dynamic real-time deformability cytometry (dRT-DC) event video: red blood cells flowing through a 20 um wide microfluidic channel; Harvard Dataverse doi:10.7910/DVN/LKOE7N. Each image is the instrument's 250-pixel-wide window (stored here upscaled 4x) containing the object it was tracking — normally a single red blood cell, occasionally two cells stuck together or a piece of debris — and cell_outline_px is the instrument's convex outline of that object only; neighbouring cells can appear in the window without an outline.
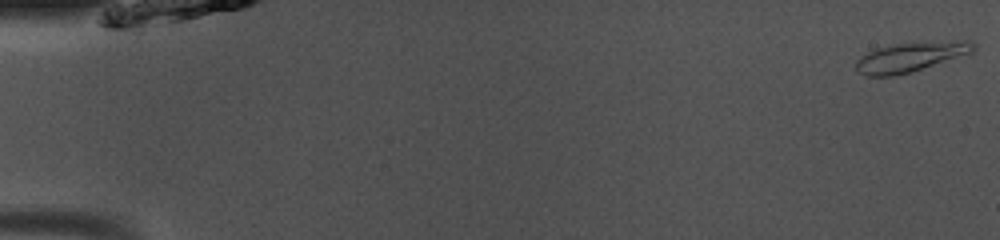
{"species": "common noctule bat (a hibernating species)", "species_latin": "Nyctalus noctula", "temperature_condition": "room temperature", "stored_images_in_passage": 49, "camera_frame_rate_fps": 3000, "um_per_image_px": 0.085, "animal": {"sex": "male", "body_mass_g": 13.0, "forearm_length_mm": 53.1}, "frame": {"image": 1, "passage_image": 1, "time_ms": 0.0, "image_size_px": [1000, 240], "cell_outline_px": [[976, 48], [972, 52], [912, 72], [896, 76], [868, 76], [856, 72], [856, 60], [860, 56], [876, 48], [896, 44], [964, 40], [972, 40], [976, 44]], "centroid_in_image_um": [77.38, 4.85], "position_along_channel_um": 7.6, "area_um2": 20.17}}
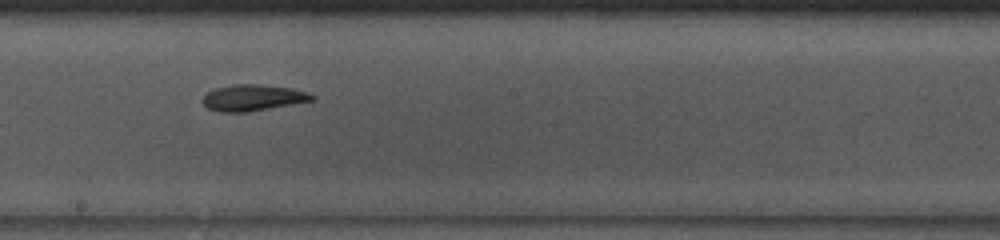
{"frame": {"image": 2, "passage_image": 28, "time_ms": 9.0, "image_size_px": [1000, 240], "cell_outline_px": [[316, 100], [248, 112], [216, 112], [208, 108], [204, 104], [204, 96], [208, 92], [216, 88], [232, 84], [256, 84], [292, 88], [316, 96]], "centroid_in_image_um": [21.51, 8.31], "position_along_channel_um": 226.7, "area_um2": 16.65}}
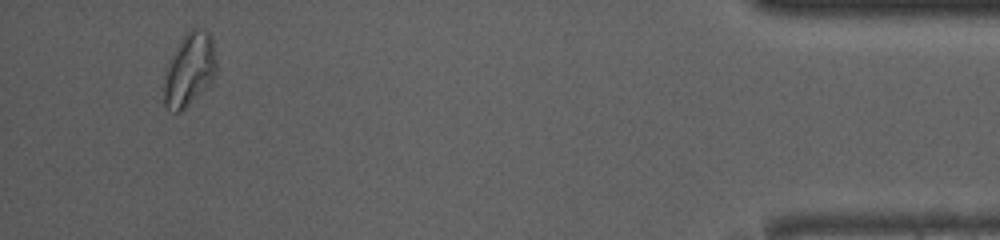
{"frame": {"image": 3, "passage_image": 47, "time_ms": 15.333, "image_size_px": [1000, 240], "cell_outline_px": [[216, 72], [204, 88], [180, 112], [176, 112], [164, 108], [164, 72], [168, 60], [184, 32], [192, 28], [208, 28], [212, 36], [216, 60]], "centroid_in_image_um": [16.07, 5.83], "position_along_channel_um": 419.1, "area_um2": 22.54}, "authors_computed_cell_mechanics": {"area_um2": 17.629, "velocity_mm_per_s": 4.0756, "shape_relaxation_time_tau1_ms": 3.2237, "shape_relaxation_time_tau2_ms": 1.1906, "deformation_change_tau1": 0.1454, "deformation_change_tau2": 0.0761}}